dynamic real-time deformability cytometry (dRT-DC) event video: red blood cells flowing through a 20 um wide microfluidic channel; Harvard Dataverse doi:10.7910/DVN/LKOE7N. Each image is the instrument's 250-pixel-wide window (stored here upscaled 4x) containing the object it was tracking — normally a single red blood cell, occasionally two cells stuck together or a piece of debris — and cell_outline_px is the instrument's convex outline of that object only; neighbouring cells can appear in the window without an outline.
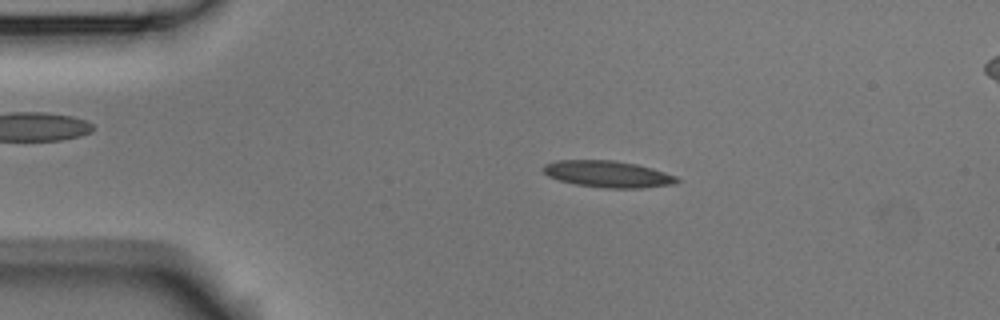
{"species": "Egyptian fruit bat (a non-hibernating species)", "species_latin": "Rousettus aegyptiacus", "temperature_condition": "room temperature", "stored_images_in_passage": 5, "segment_of_instrument_passage": [1, 2], "camera_frame_rate_fps": 3000, "um_per_image_px": 0.085, "animal": {"sex": "male"}, "frame": {"image": 1, "passage_image": 4, "time_ms": 1.0, "image_size_px": [1000, 320], "cell_outline_px": [[680, 180], [676, 184], [644, 188], [604, 188], [576, 184], [560, 180], [548, 176], [544, 172], [544, 164], [556, 160], [612, 160], [636, 164], [652, 168], [676, 176]], "centroid_in_image_um": [51.69, 14.8], "position_along_channel_um": 33.3, "area_um2": 20.69}}